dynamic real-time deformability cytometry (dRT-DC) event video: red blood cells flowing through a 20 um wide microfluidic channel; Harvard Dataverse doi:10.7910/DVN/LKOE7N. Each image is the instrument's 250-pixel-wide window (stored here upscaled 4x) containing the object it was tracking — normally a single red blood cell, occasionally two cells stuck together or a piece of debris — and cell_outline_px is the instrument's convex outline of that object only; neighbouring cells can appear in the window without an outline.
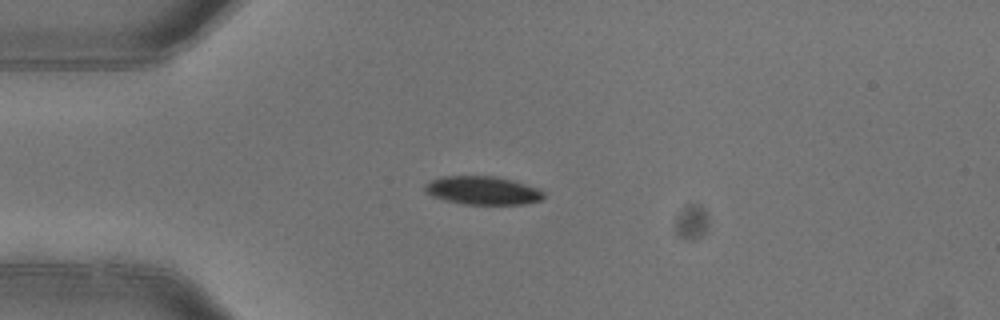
{"species": "common noctule bat (a hibernating species)", "species_latin": "Nyctalus noctula", "temperature_condition": "warm", "stored_images_in_passage": 4, "camera_frame_rate_fps": 3000, "um_per_image_px": 0.085, "animal": {"sex": "female"}, "frame": {"image": 1, "passage_image": 2, "time_ms": 0.333, "image_size_px": [1000, 320], "cell_outline_px": [[544, 200], [524, 204], [464, 204], [444, 200], [432, 196], [424, 192], [424, 184], [440, 176], [496, 176], [512, 180], [536, 188], [544, 192]], "centroid_in_image_um": [41.0, 16.19], "position_along_channel_um": 44.0, "area_um2": 19.71}}
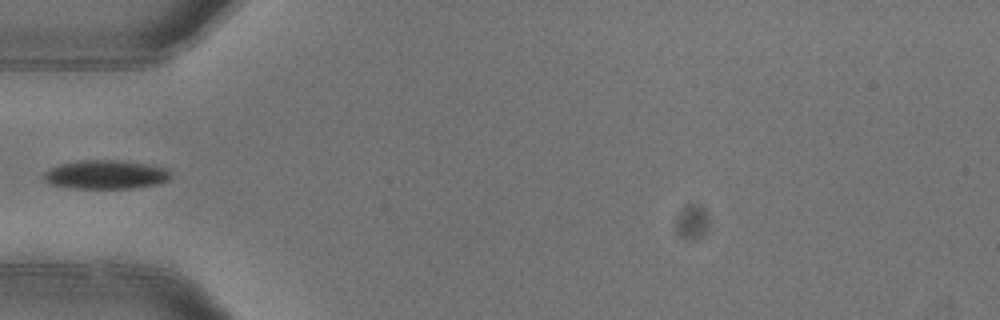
{"frame": {"image": 2, "passage_image": 3, "time_ms": 0.667, "image_size_px": [1000, 320], "cell_outline_px": [[172, 176], [168, 180], [160, 184], [132, 188], [68, 188], [48, 184], [44, 180], [44, 172], [48, 168], [60, 164], [84, 160], [116, 160], [144, 164], [164, 168]], "centroid_in_image_um": [8.93, 14.85], "position_along_channel_um": 76.1, "area_um2": 21.27}}